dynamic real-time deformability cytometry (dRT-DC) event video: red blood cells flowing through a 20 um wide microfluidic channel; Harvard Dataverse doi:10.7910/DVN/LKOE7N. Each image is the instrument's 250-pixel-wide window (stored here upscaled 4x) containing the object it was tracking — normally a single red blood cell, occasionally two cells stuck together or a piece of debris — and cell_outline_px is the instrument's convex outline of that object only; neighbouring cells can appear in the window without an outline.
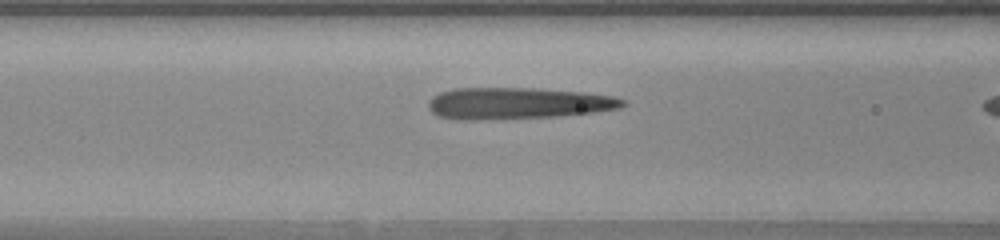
{"species": "human", "species_latin": "Homo sapiens", "temperature_condition": "warm", "stored_images_in_passage": 17, "camera_frame_rate_fps": 3000, "um_per_image_px": 0.085, "donor": {"sex": "female"}, "frame": {"image": 1, "passage_image": 12, "time_ms": 3.667, "image_size_px": [1000, 240], "cell_outline_px": [[628, 104], [620, 108], [592, 112], [556, 116], [476, 120], [460, 120], [440, 116], [432, 112], [428, 108], [428, 100], [432, 96], [440, 92], [456, 88], [536, 88], [584, 92], [612, 96], [628, 100]], "centroid_in_image_um": [44.0, 8.77], "position_along_channel_um": 122.6, "area_um2": 35.84}}
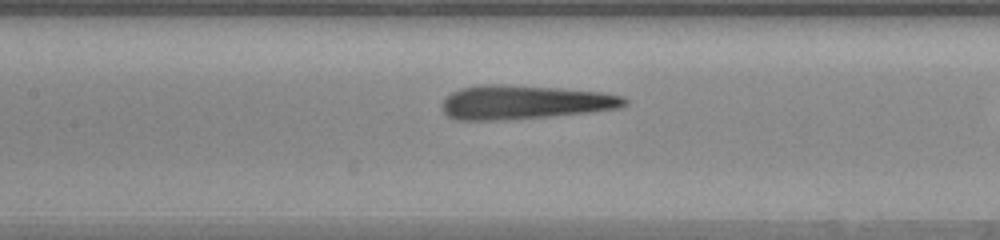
{"frame": {"image": 2, "passage_image": 15, "time_ms": 4.667, "image_size_px": [1000, 240], "cell_outline_px": [[628, 104], [620, 108], [588, 112], [548, 116], [504, 120], [456, 120], [448, 116], [444, 112], [440, 104], [444, 96], [460, 88], [480, 84], [492, 84], [560, 88], [604, 92], [624, 96], [628, 100]], "centroid_in_image_um": [44.56, 8.68], "position_along_channel_um": 162.8, "area_um2": 36.36}}